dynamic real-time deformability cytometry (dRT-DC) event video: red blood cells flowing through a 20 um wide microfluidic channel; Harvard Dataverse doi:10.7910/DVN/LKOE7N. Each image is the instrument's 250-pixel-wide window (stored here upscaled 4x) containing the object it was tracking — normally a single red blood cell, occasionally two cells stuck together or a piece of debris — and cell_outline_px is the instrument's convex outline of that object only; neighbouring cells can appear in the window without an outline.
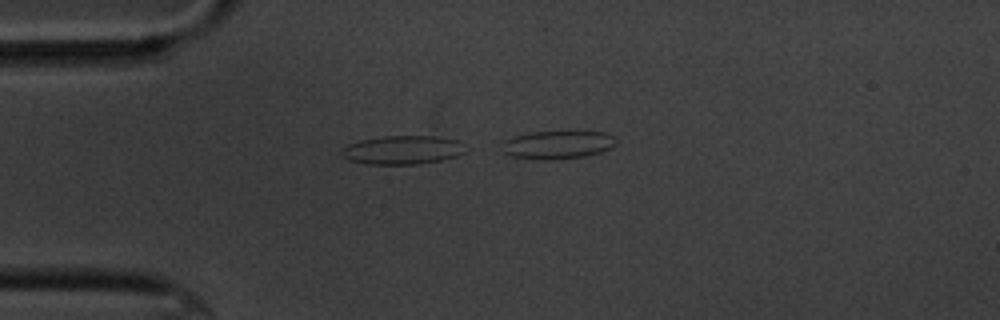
{"species": "common noctule bat (a hibernating species)", "species_latin": "Nyctalus noctula", "temperature_condition": "cold", "stored_images_in_passage": 7, "camera_frame_rate_fps": 3000, "um_per_image_px": 0.085, "animal": {"sex": "male", "body_mass_g": 20.1, "forearm_length_mm": 53.5}, "frame": {"image": 1, "passage_image": 2, "time_ms": 0.333, "image_size_px": [1000, 320], "cell_outline_px": [[464, 152], [456, 156], [440, 160], [416, 164], [364, 164], [348, 160], [340, 156], [340, 152], [348, 144], [360, 140], [384, 136], [432, 136], [460, 140]], "centroid_in_image_um": [34.15, 12.75], "position_along_channel_um": 50.8, "area_um2": 20.63}}
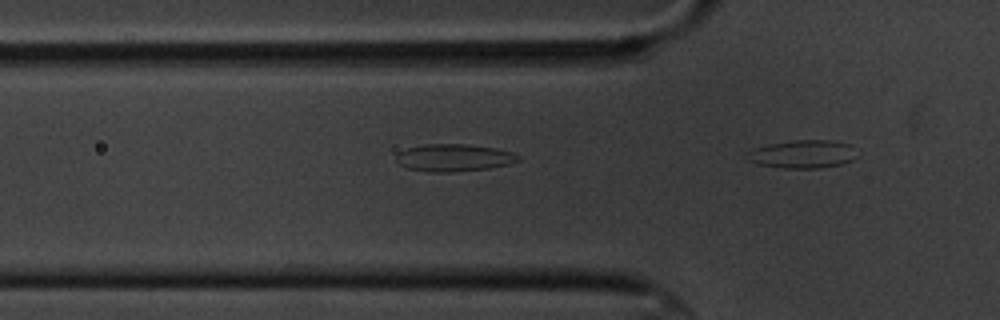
{"frame": {"image": 2, "passage_image": 6, "time_ms": 1.667, "image_size_px": [1000, 320], "cell_outline_px": [[520, 160], [508, 164], [488, 168], [452, 172], [432, 172], [404, 168], [396, 160], [396, 156], [400, 152], [408, 148], [424, 144], [464, 144], [496, 148], [512, 152], [520, 156]], "centroid_in_image_um": [38.57, 13.41], "position_along_channel_um": 87.2, "area_um2": 19.36}}